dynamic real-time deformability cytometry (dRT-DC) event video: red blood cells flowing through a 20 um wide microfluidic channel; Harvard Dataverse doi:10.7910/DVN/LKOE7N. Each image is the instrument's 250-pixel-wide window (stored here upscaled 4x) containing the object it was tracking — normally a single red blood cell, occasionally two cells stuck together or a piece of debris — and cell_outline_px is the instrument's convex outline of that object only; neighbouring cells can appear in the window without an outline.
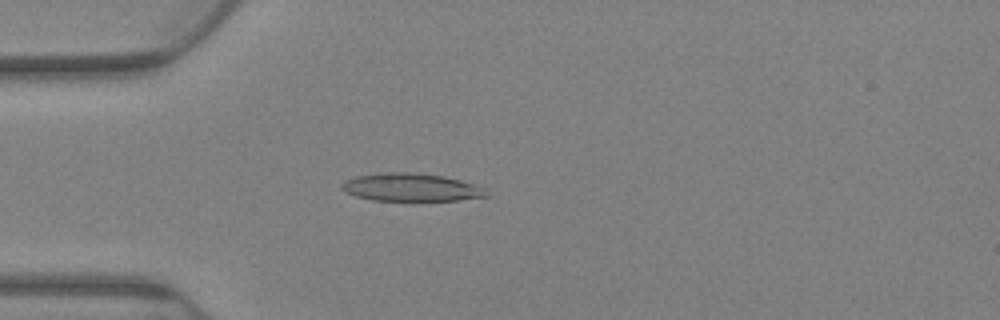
{"species": "Egyptian fruit bat (a non-hibernating species)", "species_latin": "Rousettus aegyptiacus", "temperature_condition": "warm", "stored_images_in_passage": 81, "camera_frame_rate_fps": 3000, "um_per_image_px": 0.085, "animal": {"sex": "female"}, "frame": {"image": 1, "passage_image": 23, "time_ms": 7.333, "image_size_px": [1000, 320], "cell_outline_px": [[488, 196], [460, 200], [372, 200], [356, 196], [344, 192], [340, 188], [340, 184], [344, 180], [356, 176], [384, 172], [408, 172], [444, 176], [460, 180], [484, 188]], "centroid_in_image_um": [34.87, 15.92], "position_along_channel_um": 50.1, "area_um2": 23.41}}
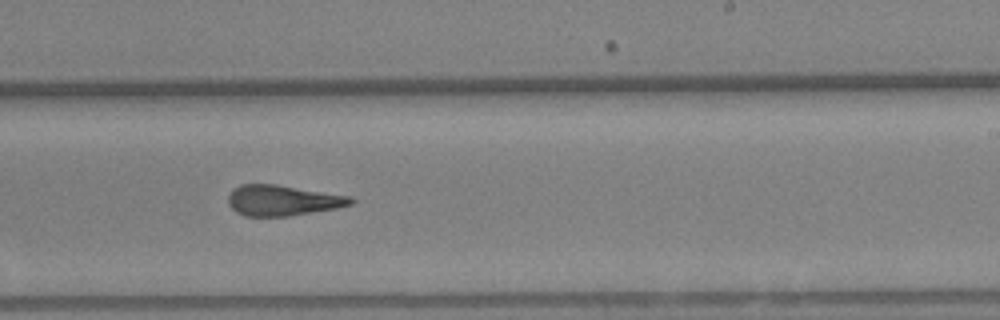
{"frame": {"image": 2, "passage_image": 50, "time_ms": 16.333, "image_size_px": [1000, 320], "cell_outline_px": [[356, 200], [352, 204], [336, 208], [288, 216], [244, 216], [236, 212], [228, 204], [228, 196], [232, 188], [240, 184], [276, 184], [352, 196]], "centroid_in_image_um": [24.01, 17.02], "position_along_channel_um": 265.0, "area_um2": 22.02}}
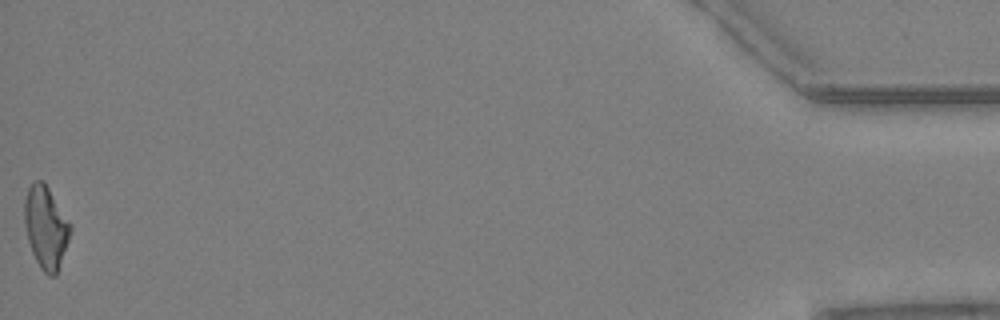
{"frame": {"image": 3, "passage_image": 81, "time_ms": 26.667, "image_size_px": [1000, 320], "cell_outline_px": [[72, 228], [56, 276], [48, 276], [40, 268], [32, 252], [28, 240], [24, 224], [24, 200], [28, 188], [36, 180], [44, 180], [72, 224]], "centroid_in_image_um": [3.9, 19.3], "position_along_channel_um": 431.3, "area_um2": 22.14}, "authors_computed_cell_mechanics": {"area_um2": 22.542, "velocity_mm_per_s": 2.5419, "shape_relaxation_time_tau1_ms": null, "shape_relaxation_time_tau2_ms": 3.6899, "deformation_change_tau1": null, "deformation_change_tau2": 0.1363}}